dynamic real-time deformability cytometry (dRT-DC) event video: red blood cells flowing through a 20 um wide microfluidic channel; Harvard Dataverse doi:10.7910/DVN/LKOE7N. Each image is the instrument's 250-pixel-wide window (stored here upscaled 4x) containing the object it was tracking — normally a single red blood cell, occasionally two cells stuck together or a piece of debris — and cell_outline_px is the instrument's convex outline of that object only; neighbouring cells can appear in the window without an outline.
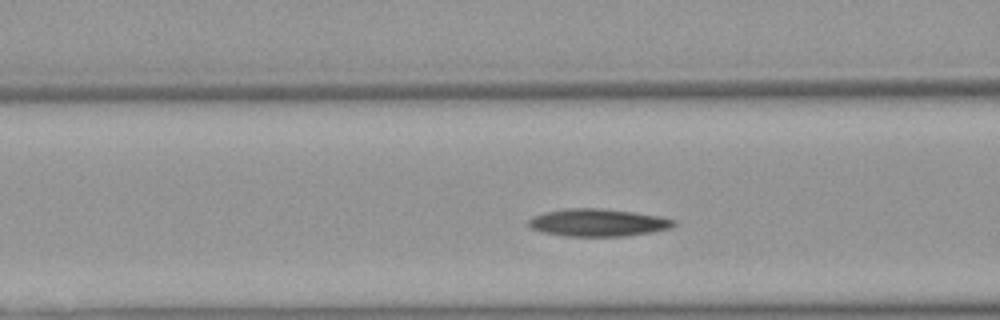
{"species": "Egyptian fruit bat (a non-hibernating species)", "species_latin": "Rousettus aegyptiacus", "temperature_condition": "warm", "stored_images_in_passage": 29, "camera_frame_rate_fps": 3000, "um_per_image_px": 0.085, "animal": {"sex": "female"}, "frame": {"image": 1, "passage_image": 6, "time_ms": 1.667, "image_size_px": [1000, 320], "cell_outline_px": [[676, 224], [668, 228], [652, 232], [624, 236], [568, 236], [544, 232], [532, 228], [528, 224], [528, 220], [532, 216], [548, 212], [568, 208], [604, 208], [632, 212], [656, 216], [676, 220]], "centroid_in_image_um": [50.82, 18.92], "position_along_channel_um": 115.8, "area_um2": 22.95}}
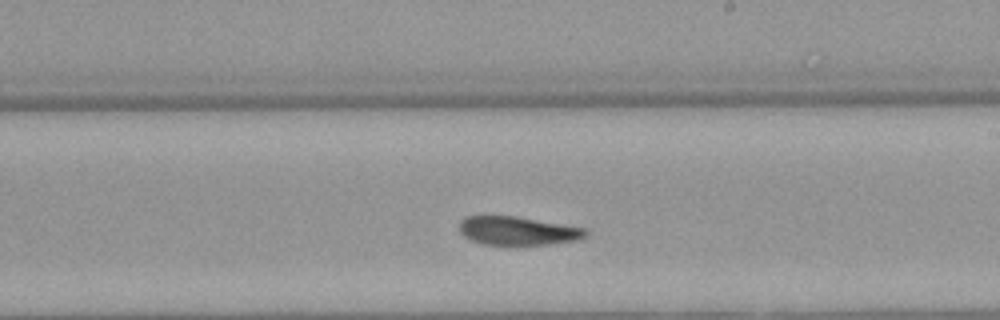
{"frame": {"image": 2, "passage_image": 16, "time_ms": 5.0, "image_size_px": [1000, 320], "cell_outline_px": [[588, 236], [576, 240], [552, 244], [512, 248], [484, 244], [472, 240], [464, 236], [460, 232], [460, 220], [464, 216], [516, 216], [584, 228], [588, 232]], "centroid_in_image_um": [44.0, 19.66], "position_along_channel_um": 245.0, "area_um2": 21.79}}
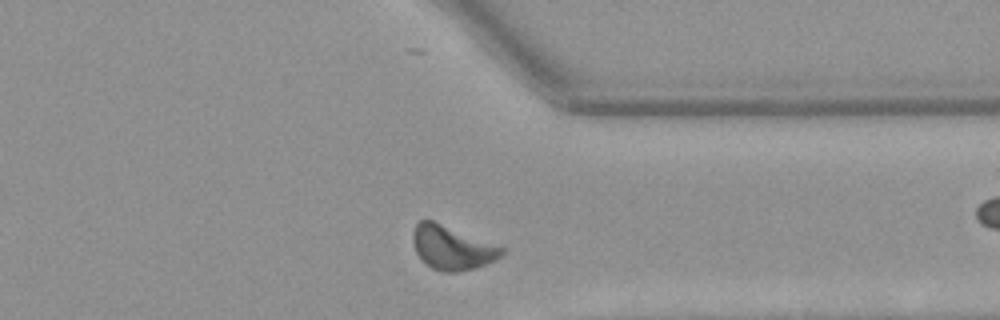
{"frame": {"image": 3, "passage_image": 26, "time_ms": 8.333, "image_size_px": [1000, 320], "cell_outline_px": [[504, 252], [500, 256], [484, 264], [472, 268], [456, 272], [444, 272], [432, 268], [416, 252], [412, 240], [412, 232], [416, 224], [420, 220], [432, 220], [504, 248]], "centroid_in_image_um": [38.37, 21.04], "position_along_channel_um": 373.0, "area_um2": 22.02}, "authors_computed_cell_mechanics": {"area_um2": 22.542, "velocity_mm_per_s": 3.8979, "shape_relaxation_time_tau1_ms": 8.346, "shape_relaxation_time_tau2_ms": 4.8176, "deformation_change_tau1": 0.1727, "deformation_change_tau2": 0.1251}}